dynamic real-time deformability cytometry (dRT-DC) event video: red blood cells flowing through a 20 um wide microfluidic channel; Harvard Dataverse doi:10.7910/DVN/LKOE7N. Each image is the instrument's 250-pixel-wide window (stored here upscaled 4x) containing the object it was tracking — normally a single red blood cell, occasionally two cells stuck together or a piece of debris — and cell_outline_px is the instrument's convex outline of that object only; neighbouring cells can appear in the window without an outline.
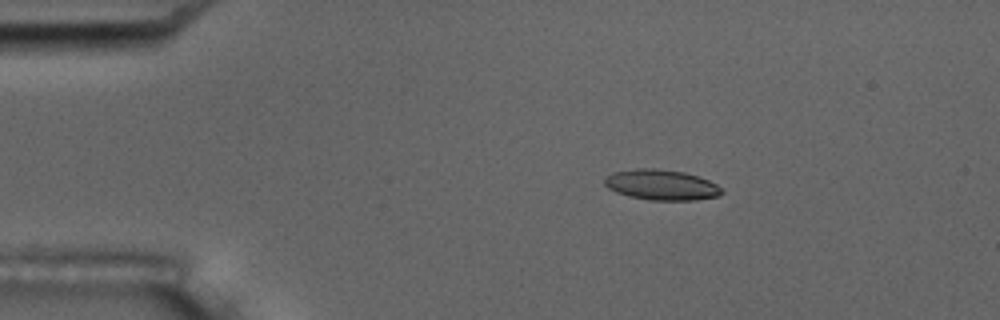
{"species": "common noctule bat (a hibernating species)", "species_latin": "Nyctalus noctula", "temperature_condition": "room temperature", "stored_images_in_passage": 7, "camera_frame_rate_fps": 3000, "um_per_image_px": 0.085, "animal": {"sex": "male", "body_mass_g": 17.5, "forearm_length_mm": 52.3}, "frame": {"image": 1, "passage_image": 1, "time_ms": 0.0, "image_size_px": [1000, 320], "cell_outline_px": [[724, 192], [720, 196], [696, 200], [648, 200], [628, 196], [616, 192], [608, 188], [604, 184], [604, 176], [612, 172], [636, 168], [656, 168], [684, 172], [708, 180], [716, 184]], "centroid_in_image_um": [56.18, 15.71], "position_along_channel_um": 28.8, "area_um2": 20.98}}
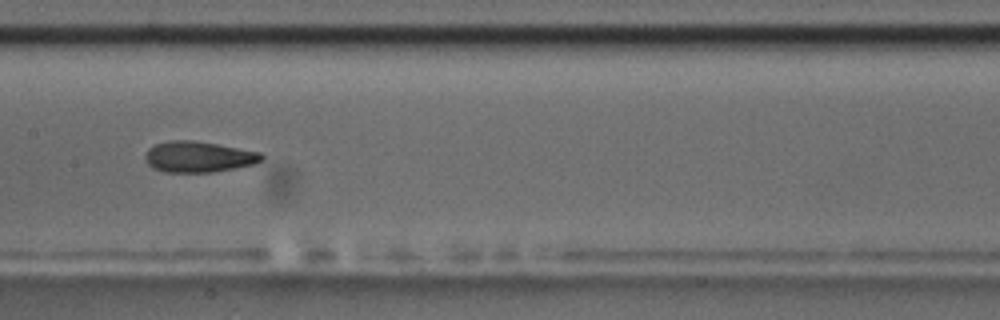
{"frame": {"image": 2, "passage_image": 6, "time_ms": 1.667, "image_size_px": [1000, 320], "cell_outline_px": [[264, 156], [256, 164], [236, 168], [212, 172], [164, 172], [152, 168], [148, 164], [144, 156], [148, 148], [156, 144], [168, 140], [192, 140], [216, 144], [260, 152]], "centroid_in_image_um": [16.85, 13.33], "position_along_channel_um": 190.6, "area_um2": 20.98}}